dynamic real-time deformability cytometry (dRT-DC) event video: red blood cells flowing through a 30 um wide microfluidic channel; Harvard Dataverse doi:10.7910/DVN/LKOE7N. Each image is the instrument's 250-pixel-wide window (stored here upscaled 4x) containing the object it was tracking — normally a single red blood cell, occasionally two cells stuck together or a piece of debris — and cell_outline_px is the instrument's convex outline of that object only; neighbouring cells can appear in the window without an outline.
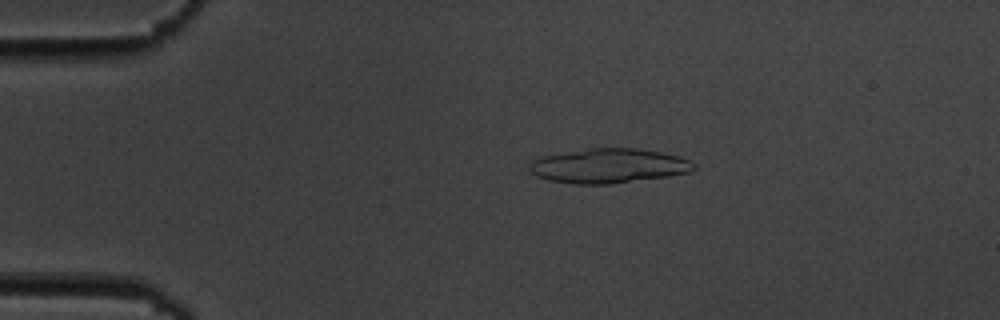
{"species": "common noctule bat (a hibernating species)", "species_latin": "Nyctalus noctula", "temperature_condition": "cold", "stored_images_in_passage": 6, "camera_frame_rate_fps": 3000, "um_per_image_px": 0.085, "animal": {"sex": "male", "body_mass_g": 19.5, "forearm_length_mm": 54.6}, "frame": {"image": 1, "passage_image": 4, "time_ms": 3.333, "image_size_px": [1000, 320], "cell_outline_px": [[696, 168], [692, 172], [668, 176], [612, 184], [572, 184], [548, 180], [536, 176], [528, 168], [528, 164], [532, 160], [544, 156], [592, 148], [636, 148], [660, 152], [676, 156], [688, 160], [696, 164]], "centroid_in_image_um": [51.74, 14.11], "position_along_channel_um": 33.3, "area_um2": 33.0}}